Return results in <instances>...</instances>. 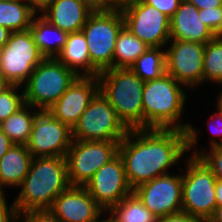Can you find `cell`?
Returning a JSON list of instances; mask_svg holds the SVG:
<instances>
[{
	"mask_svg": "<svg viewBox=\"0 0 222 222\" xmlns=\"http://www.w3.org/2000/svg\"><path fill=\"white\" fill-rule=\"evenodd\" d=\"M185 154L187 133L179 129H130L118 148L132 189L169 174L174 165L183 163Z\"/></svg>",
	"mask_w": 222,
	"mask_h": 222,
	"instance_id": "6da1fadb",
	"label": "cell"
},
{
	"mask_svg": "<svg viewBox=\"0 0 222 222\" xmlns=\"http://www.w3.org/2000/svg\"><path fill=\"white\" fill-rule=\"evenodd\" d=\"M70 186L66 157H33L13 198L17 212L50 209L55 198Z\"/></svg>",
	"mask_w": 222,
	"mask_h": 222,
	"instance_id": "7a4b0ae2",
	"label": "cell"
},
{
	"mask_svg": "<svg viewBox=\"0 0 222 222\" xmlns=\"http://www.w3.org/2000/svg\"><path fill=\"white\" fill-rule=\"evenodd\" d=\"M184 87L167 73L159 79L145 82L142 94L143 128L187 131L189 123L181 121L189 96Z\"/></svg>",
	"mask_w": 222,
	"mask_h": 222,
	"instance_id": "3957f363",
	"label": "cell"
},
{
	"mask_svg": "<svg viewBox=\"0 0 222 222\" xmlns=\"http://www.w3.org/2000/svg\"><path fill=\"white\" fill-rule=\"evenodd\" d=\"M100 92L117 117L130 129L143 128V89L145 82L130 68H111L98 75Z\"/></svg>",
	"mask_w": 222,
	"mask_h": 222,
	"instance_id": "277c9868",
	"label": "cell"
},
{
	"mask_svg": "<svg viewBox=\"0 0 222 222\" xmlns=\"http://www.w3.org/2000/svg\"><path fill=\"white\" fill-rule=\"evenodd\" d=\"M78 77L56 58H44L22 86L25 104L48 110Z\"/></svg>",
	"mask_w": 222,
	"mask_h": 222,
	"instance_id": "5b68a950",
	"label": "cell"
},
{
	"mask_svg": "<svg viewBox=\"0 0 222 222\" xmlns=\"http://www.w3.org/2000/svg\"><path fill=\"white\" fill-rule=\"evenodd\" d=\"M187 160V161H186ZM182 172V212L207 222L217 207L216 177L198 158L189 156Z\"/></svg>",
	"mask_w": 222,
	"mask_h": 222,
	"instance_id": "8992f818",
	"label": "cell"
},
{
	"mask_svg": "<svg viewBox=\"0 0 222 222\" xmlns=\"http://www.w3.org/2000/svg\"><path fill=\"white\" fill-rule=\"evenodd\" d=\"M124 27L121 11L92 12L82 28L91 64L99 71L113 68L116 39Z\"/></svg>",
	"mask_w": 222,
	"mask_h": 222,
	"instance_id": "52a82bcc",
	"label": "cell"
},
{
	"mask_svg": "<svg viewBox=\"0 0 222 222\" xmlns=\"http://www.w3.org/2000/svg\"><path fill=\"white\" fill-rule=\"evenodd\" d=\"M129 129L99 91L72 129V139L80 141H121Z\"/></svg>",
	"mask_w": 222,
	"mask_h": 222,
	"instance_id": "ba28073f",
	"label": "cell"
},
{
	"mask_svg": "<svg viewBox=\"0 0 222 222\" xmlns=\"http://www.w3.org/2000/svg\"><path fill=\"white\" fill-rule=\"evenodd\" d=\"M44 58L30 29L12 32L0 50V73L10 85L22 87Z\"/></svg>",
	"mask_w": 222,
	"mask_h": 222,
	"instance_id": "9c48e42d",
	"label": "cell"
},
{
	"mask_svg": "<svg viewBox=\"0 0 222 222\" xmlns=\"http://www.w3.org/2000/svg\"><path fill=\"white\" fill-rule=\"evenodd\" d=\"M119 143L72 140L66 155L71 186H85L97 170L118 155Z\"/></svg>",
	"mask_w": 222,
	"mask_h": 222,
	"instance_id": "30bf717a",
	"label": "cell"
},
{
	"mask_svg": "<svg viewBox=\"0 0 222 222\" xmlns=\"http://www.w3.org/2000/svg\"><path fill=\"white\" fill-rule=\"evenodd\" d=\"M164 49L168 75L184 85L185 89H197L203 84L205 44L170 39Z\"/></svg>",
	"mask_w": 222,
	"mask_h": 222,
	"instance_id": "8fae6325",
	"label": "cell"
},
{
	"mask_svg": "<svg viewBox=\"0 0 222 222\" xmlns=\"http://www.w3.org/2000/svg\"><path fill=\"white\" fill-rule=\"evenodd\" d=\"M72 130L47 110H40L26 144L33 157H66L72 142Z\"/></svg>",
	"mask_w": 222,
	"mask_h": 222,
	"instance_id": "7c38bea8",
	"label": "cell"
},
{
	"mask_svg": "<svg viewBox=\"0 0 222 222\" xmlns=\"http://www.w3.org/2000/svg\"><path fill=\"white\" fill-rule=\"evenodd\" d=\"M142 204L156 216L182 212V173L166 174L133 189Z\"/></svg>",
	"mask_w": 222,
	"mask_h": 222,
	"instance_id": "4fadbf2b",
	"label": "cell"
},
{
	"mask_svg": "<svg viewBox=\"0 0 222 222\" xmlns=\"http://www.w3.org/2000/svg\"><path fill=\"white\" fill-rule=\"evenodd\" d=\"M124 27L149 47H165L170 40V18L143 0L121 11Z\"/></svg>",
	"mask_w": 222,
	"mask_h": 222,
	"instance_id": "5bb4252c",
	"label": "cell"
},
{
	"mask_svg": "<svg viewBox=\"0 0 222 222\" xmlns=\"http://www.w3.org/2000/svg\"><path fill=\"white\" fill-rule=\"evenodd\" d=\"M84 187L104 211L133 193L119 155L97 170Z\"/></svg>",
	"mask_w": 222,
	"mask_h": 222,
	"instance_id": "9a60e30c",
	"label": "cell"
},
{
	"mask_svg": "<svg viewBox=\"0 0 222 222\" xmlns=\"http://www.w3.org/2000/svg\"><path fill=\"white\" fill-rule=\"evenodd\" d=\"M99 91L98 76H79L47 111L72 130Z\"/></svg>",
	"mask_w": 222,
	"mask_h": 222,
	"instance_id": "2e32d148",
	"label": "cell"
},
{
	"mask_svg": "<svg viewBox=\"0 0 222 222\" xmlns=\"http://www.w3.org/2000/svg\"><path fill=\"white\" fill-rule=\"evenodd\" d=\"M60 222H91L104 210L84 186H70L49 209Z\"/></svg>",
	"mask_w": 222,
	"mask_h": 222,
	"instance_id": "e0dca14e",
	"label": "cell"
},
{
	"mask_svg": "<svg viewBox=\"0 0 222 222\" xmlns=\"http://www.w3.org/2000/svg\"><path fill=\"white\" fill-rule=\"evenodd\" d=\"M199 9L182 0L175 14L170 18V39L206 44L216 35L203 23Z\"/></svg>",
	"mask_w": 222,
	"mask_h": 222,
	"instance_id": "ac0fdd59",
	"label": "cell"
},
{
	"mask_svg": "<svg viewBox=\"0 0 222 222\" xmlns=\"http://www.w3.org/2000/svg\"><path fill=\"white\" fill-rule=\"evenodd\" d=\"M93 11L83 0H51L38 13L67 33L82 31Z\"/></svg>",
	"mask_w": 222,
	"mask_h": 222,
	"instance_id": "d6986e66",
	"label": "cell"
},
{
	"mask_svg": "<svg viewBox=\"0 0 222 222\" xmlns=\"http://www.w3.org/2000/svg\"><path fill=\"white\" fill-rule=\"evenodd\" d=\"M33 156L26 145L14 144L0 159V193L9 188H19L29 172ZM5 190H4V189Z\"/></svg>",
	"mask_w": 222,
	"mask_h": 222,
	"instance_id": "ffe728a7",
	"label": "cell"
},
{
	"mask_svg": "<svg viewBox=\"0 0 222 222\" xmlns=\"http://www.w3.org/2000/svg\"><path fill=\"white\" fill-rule=\"evenodd\" d=\"M56 59L78 76H98L91 64L87 42L82 31L68 33L66 43Z\"/></svg>",
	"mask_w": 222,
	"mask_h": 222,
	"instance_id": "44dd1931",
	"label": "cell"
},
{
	"mask_svg": "<svg viewBox=\"0 0 222 222\" xmlns=\"http://www.w3.org/2000/svg\"><path fill=\"white\" fill-rule=\"evenodd\" d=\"M29 29L40 53L45 58H56L66 43L68 33L50 24L39 13Z\"/></svg>",
	"mask_w": 222,
	"mask_h": 222,
	"instance_id": "7402d4cb",
	"label": "cell"
},
{
	"mask_svg": "<svg viewBox=\"0 0 222 222\" xmlns=\"http://www.w3.org/2000/svg\"><path fill=\"white\" fill-rule=\"evenodd\" d=\"M38 11L24 0H0V25L11 32L28 30Z\"/></svg>",
	"mask_w": 222,
	"mask_h": 222,
	"instance_id": "603a6c76",
	"label": "cell"
},
{
	"mask_svg": "<svg viewBox=\"0 0 222 222\" xmlns=\"http://www.w3.org/2000/svg\"><path fill=\"white\" fill-rule=\"evenodd\" d=\"M40 110L25 104L16 113L0 123L2 132L16 145H26L33 120Z\"/></svg>",
	"mask_w": 222,
	"mask_h": 222,
	"instance_id": "cb8c5ba5",
	"label": "cell"
},
{
	"mask_svg": "<svg viewBox=\"0 0 222 222\" xmlns=\"http://www.w3.org/2000/svg\"><path fill=\"white\" fill-rule=\"evenodd\" d=\"M148 48L146 43L123 27L116 39L113 68H130Z\"/></svg>",
	"mask_w": 222,
	"mask_h": 222,
	"instance_id": "d4e9b609",
	"label": "cell"
},
{
	"mask_svg": "<svg viewBox=\"0 0 222 222\" xmlns=\"http://www.w3.org/2000/svg\"><path fill=\"white\" fill-rule=\"evenodd\" d=\"M187 133V152L189 156L198 157L214 174L217 180L222 181V145H216L210 148H198L200 130L189 124ZM209 149V150H208ZM193 150V152H192ZM190 151L192 153H190Z\"/></svg>",
	"mask_w": 222,
	"mask_h": 222,
	"instance_id": "484cf974",
	"label": "cell"
},
{
	"mask_svg": "<svg viewBox=\"0 0 222 222\" xmlns=\"http://www.w3.org/2000/svg\"><path fill=\"white\" fill-rule=\"evenodd\" d=\"M165 47H149L130 69L144 82L161 78L166 74Z\"/></svg>",
	"mask_w": 222,
	"mask_h": 222,
	"instance_id": "4316f807",
	"label": "cell"
},
{
	"mask_svg": "<svg viewBox=\"0 0 222 222\" xmlns=\"http://www.w3.org/2000/svg\"><path fill=\"white\" fill-rule=\"evenodd\" d=\"M109 212L114 222H156L157 218L152 214L132 193L113 206Z\"/></svg>",
	"mask_w": 222,
	"mask_h": 222,
	"instance_id": "83f0119b",
	"label": "cell"
},
{
	"mask_svg": "<svg viewBox=\"0 0 222 222\" xmlns=\"http://www.w3.org/2000/svg\"><path fill=\"white\" fill-rule=\"evenodd\" d=\"M204 82L222 87V39L217 36L205 44L203 85Z\"/></svg>",
	"mask_w": 222,
	"mask_h": 222,
	"instance_id": "f1b7e54d",
	"label": "cell"
},
{
	"mask_svg": "<svg viewBox=\"0 0 222 222\" xmlns=\"http://www.w3.org/2000/svg\"><path fill=\"white\" fill-rule=\"evenodd\" d=\"M20 88L22 90L19 92ZM24 105L23 88L18 85H10L0 94V123L16 113Z\"/></svg>",
	"mask_w": 222,
	"mask_h": 222,
	"instance_id": "f546056e",
	"label": "cell"
},
{
	"mask_svg": "<svg viewBox=\"0 0 222 222\" xmlns=\"http://www.w3.org/2000/svg\"><path fill=\"white\" fill-rule=\"evenodd\" d=\"M198 14H201L203 23L217 36L222 29V7L200 9Z\"/></svg>",
	"mask_w": 222,
	"mask_h": 222,
	"instance_id": "4dcf8cb0",
	"label": "cell"
},
{
	"mask_svg": "<svg viewBox=\"0 0 222 222\" xmlns=\"http://www.w3.org/2000/svg\"><path fill=\"white\" fill-rule=\"evenodd\" d=\"M18 222H60L49 209L18 213Z\"/></svg>",
	"mask_w": 222,
	"mask_h": 222,
	"instance_id": "1f68e13d",
	"label": "cell"
},
{
	"mask_svg": "<svg viewBox=\"0 0 222 222\" xmlns=\"http://www.w3.org/2000/svg\"><path fill=\"white\" fill-rule=\"evenodd\" d=\"M208 120L207 127H209V130L213 135L209 142V148L216 145H222V115L218 111H215ZM216 137L220 138V140L218 138L216 139Z\"/></svg>",
	"mask_w": 222,
	"mask_h": 222,
	"instance_id": "d6a6232c",
	"label": "cell"
},
{
	"mask_svg": "<svg viewBox=\"0 0 222 222\" xmlns=\"http://www.w3.org/2000/svg\"><path fill=\"white\" fill-rule=\"evenodd\" d=\"M7 194L0 193V222H18V212L14 200L12 204L7 203Z\"/></svg>",
	"mask_w": 222,
	"mask_h": 222,
	"instance_id": "836d02e7",
	"label": "cell"
},
{
	"mask_svg": "<svg viewBox=\"0 0 222 222\" xmlns=\"http://www.w3.org/2000/svg\"><path fill=\"white\" fill-rule=\"evenodd\" d=\"M146 4H149L157 8L160 12L171 18L178 9L182 0H143Z\"/></svg>",
	"mask_w": 222,
	"mask_h": 222,
	"instance_id": "e575fe53",
	"label": "cell"
},
{
	"mask_svg": "<svg viewBox=\"0 0 222 222\" xmlns=\"http://www.w3.org/2000/svg\"><path fill=\"white\" fill-rule=\"evenodd\" d=\"M83 2L93 11H113V0H83Z\"/></svg>",
	"mask_w": 222,
	"mask_h": 222,
	"instance_id": "d590c367",
	"label": "cell"
},
{
	"mask_svg": "<svg viewBox=\"0 0 222 222\" xmlns=\"http://www.w3.org/2000/svg\"><path fill=\"white\" fill-rule=\"evenodd\" d=\"M156 222H201V221L193 216H190L187 213L180 212L177 214H171L157 218Z\"/></svg>",
	"mask_w": 222,
	"mask_h": 222,
	"instance_id": "8d00e7d4",
	"label": "cell"
},
{
	"mask_svg": "<svg viewBox=\"0 0 222 222\" xmlns=\"http://www.w3.org/2000/svg\"><path fill=\"white\" fill-rule=\"evenodd\" d=\"M200 9L222 7V0H186Z\"/></svg>",
	"mask_w": 222,
	"mask_h": 222,
	"instance_id": "74e56055",
	"label": "cell"
},
{
	"mask_svg": "<svg viewBox=\"0 0 222 222\" xmlns=\"http://www.w3.org/2000/svg\"><path fill=\"white\" fill-rule=\"evenodd\" d=\"M14 145V143L2 132L0 128V159Z\"/></svg>",
	"mask_w": 222,
	"mask_h": 222,
	"instance_id": "f35d334b",
	"label": "cell"
},
{
	"mask_svg": "<svg viewBox=\"0 0 222 222\" xmlns=\"http://www.w3.org/2000/svg\"><path fill=\"white\" fill-rule=\"evenodd\" d=\"M142 0H113V11H123L124 9L140 3Z\"/></svg>",
	"mask_w": 222,
	"mask_h": 222,
	"instance_id": "ab89813d",
	"label": "cell"
},
{
	"mask_svg": "<svg viewBox=\"0 0 222 222\" xmlns=\"http://www.w3.org/2000/svg\"><path fill=\"white\" fill-rule=\"evenodd\" d=\"M11 33L12 32L8 28L0 25V50L8 42Z\"/></svg>",
	"mask_w": 222,
	"mask_h": 222,
	"instance_id": "60d3db41",
	"label": "cell"
},
{
	"mask_svg": "<svg viewBox=\"0 0 222 222\" xmlns=\"http://www.w3.org/2000/svg\"><path fill=\"white\" fill-rule=\"evenodd\" d=\"M217 206H222V181L217 180L215 186Z\"/></svg>",
	"mask_w": 222,
	"mask_h": 222,
	"instance_id": "b9f144b4",
	"label": "cell"
},
{
	"mask_svg": "<svg viewBox=\"0 0 222 222\" xmlns=\"http://www.w3.org/2000/svg\"><path fill=\"white\" fill-rule=\"evenodd\" d=\"M103 215L106 217L104 218ZM101 217L104 219H102ZM91 222H114V220H113L112 214L109 211H103Z\"/></svg>",
	"mask_w": 222,
	"mask_h": 222,
	"instance_id": "7bdbcfd3",
	"label": "cell"
},
{
	"mask_svg": "<svg viewBox=\"0 0 222 222\" xmlns=\"http://www.w3.org/2000/svg\"><path fill=\"white\" fill-rule=\"evenodd\" d=\"M207 222H222V206H217L212 217Z\"/></svg>",
	"mask_w": 222,
	"mask_h": 222,
	"instance_id": "ee69618b",
	"label": "cell"
},
{
	"mask_svg": "<svg viewBox=\"0 0 222 222\" xmlns=\"http://www.w3.org/2000/svg\"><path fill=\"white\" fill-rule=\"evenodd\" d=\"M51 0H28V2L37 10L40 11Z\"/></svg>",
	"mask_w": 222,
	"mask_h": 222,
	"instance_id": "f6af8a7d",
	"label": "cell"
},
{
	"mask_svg": "<svg viewBox=\"0 0 222 222\" xmlns=\"http://www.w3.org/2000/svg\"><path fill=\"white\" fill-rule=\"evenodd\" d=\"M216 104V111H218L222 115V90L219 92L217 101L215 102Z\"/></svg>",
	"mask_w": 222,
	"mask_h": 222,
	"instance_id": "bcb514c9",
	"label": "cell"
},
{
	"mask_svg": "<svg viewBox=\"0 0 222 222\" xmlns=\"http://www.w3.org/2000/svg\"><path fill=\"white\" fill-rule=\"evenodd\" d=\"M10 86V84L5 80V78L0 73V94L7 89Z\"/></svg>",
	"mask_w": 222,
	"mask_h": 222,
	"instance_id": "7dc6e473",
	"label": "cell"
},
{
	"mask_svg": "<svg viewBox=\"0 0 222 222\" xmlns=\"http://www.w3.org/2000/svg\"><path fill=\"white\" fill-rule=\"evenodd\" d=\"M218 38L222 39V29L220 30L219 34L217 35Z\"/></svg>",
	"mask_w": 222,
	"mask_h": 222,
	"instance_id": "c3c4849f",
	"label": "cell"
}]
</instances>
